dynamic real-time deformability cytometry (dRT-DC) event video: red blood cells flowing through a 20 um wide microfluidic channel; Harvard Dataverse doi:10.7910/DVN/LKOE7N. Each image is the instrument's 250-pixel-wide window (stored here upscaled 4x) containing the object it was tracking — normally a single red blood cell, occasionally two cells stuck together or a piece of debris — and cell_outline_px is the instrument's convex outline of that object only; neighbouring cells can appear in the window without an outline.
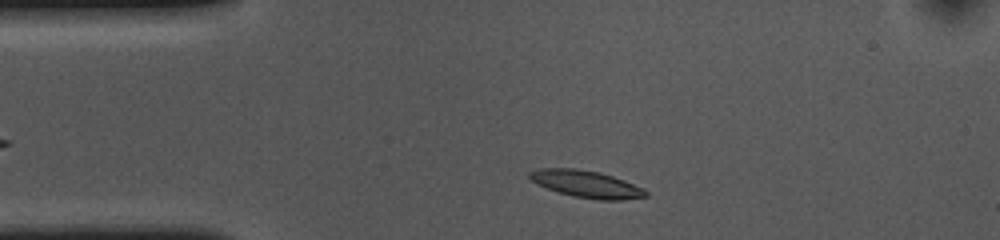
{"species": "common noctule bat (a hibernating species)", "species_latin": "Nyctalus noctula", "temperature_condition": "cold", "stored_images_in_passage": 38, "camera_frame_rate_fps": 3000, "um_per_image_px": 0.085, "animal": {"sex": "female", "body_mass_g": 10.0, "forearm_length_mm": 53.1}, "frame": {"image": 1, "passage_image": 4, "time_ms": 1.0, "image_size_px": [1000, 240], "cell_outline_px": [[648, 196], [624, 200], [600, 200], [572, 196], [536, 184], [528, 176], [528, 172], [536, 168], [572, 168], [600, 172], [624, 180], [644, 188], [648, 192]], "centroid_in_image_um": [49.85, 15.64], "position_along_channel_um": 35.2, "area_um2": 18.38}}
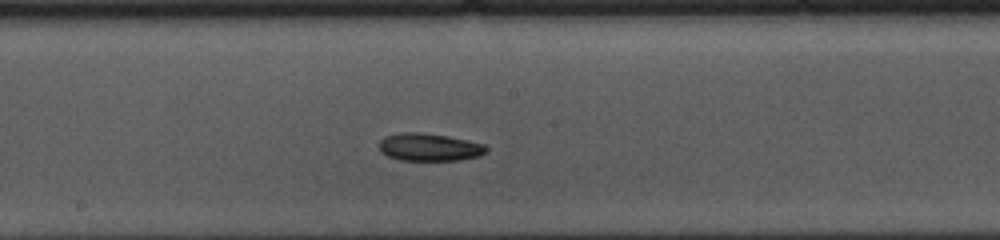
{"frame": {"image": 2, "passage_image": 21, "time_ms": 6.667, "image_size_px": [1000, 240], "cell_outline_px": [[488, 152], [480, 156], [460, 160], [400, 160], [388, 156], [380, 152], [380, 140], [384, 136], [404, 132], [420, 132], [448, 136], [484, 144], [488, 148]], "centroid_in_image_um": [36.51, 12.51], "position_along_channel_um": 211.7, "area_um2": 17.34}}
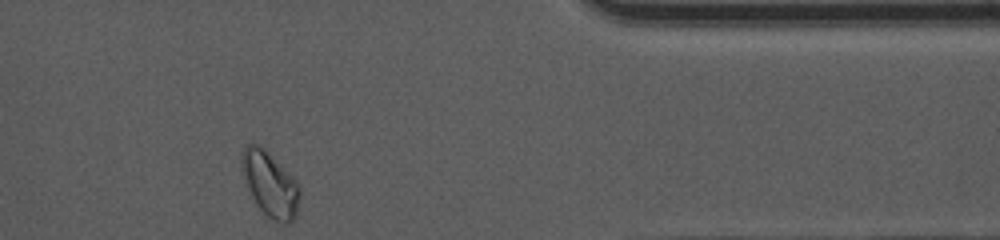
{"frame": {"image": 3, "passage_image": 38, "time_ms": 12.333, "image_size_px": [1000, 240], "cell_outline_px": [[300, 196], [296, 212], [292, 220], [288, 224], [280, 224], [268, 216], [256, 204], [248, 188], [240, 168], [240, 156], [244, 148], [248, 144], [260, 144], [300, 184]], "centroid_in_image_um": [22.94, 15.64], "position_along_channel_um": 388.5, "area_um2": 21.91}, "authors_computed_cell_mechanics": {"area_um2": 17.4845, "velocity_mm_per_s": 3.5817, "shape_relaxation_time_tau1_ms": 4.7124, "shape_relaxation_time_tau2_ms": null, "deformation_change_tau1": 0.1165, "deformation_change_tau2": null}}